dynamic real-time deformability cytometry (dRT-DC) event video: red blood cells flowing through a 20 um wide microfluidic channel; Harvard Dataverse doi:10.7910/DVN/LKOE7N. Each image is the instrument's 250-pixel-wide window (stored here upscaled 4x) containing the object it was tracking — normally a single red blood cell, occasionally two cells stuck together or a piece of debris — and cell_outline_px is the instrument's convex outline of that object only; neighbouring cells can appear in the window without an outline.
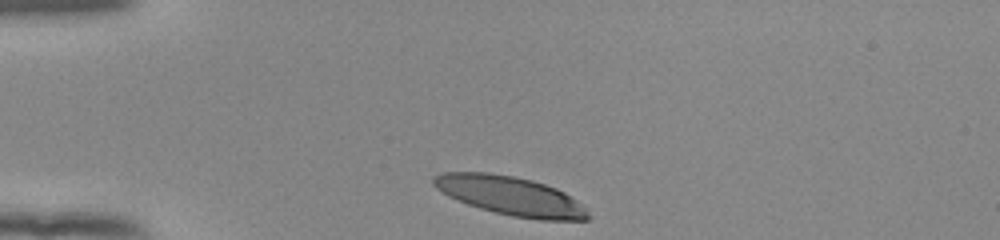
{"species": "human", "species_latin": "Homo sapiens", "temperature_condition": "room temperature", "stored_images_in_passage": 32, "camera_frame_rate_fps": 3000, "um_per_image_px": 0.085, "donor": {"sex": "female"}, "frame": {"image": 1, "passage_image": 1, "time_ms": 0.0, "image_size_px": [1000, 240], "cell_outline_px": [[592, 216], [588, 220], [540, 220], [512, 216], [480, 208], [468, 204], [448, 196], [436, 188], [432, 184], [432, 176], [440, 172], [488, 172], [512, 176], [532, 180], [556, 188], [564, 192], [576, 200]], "centroid_in_image_um": [43.37, 16.64], "position_along_channel_um": 41.6, "area_um2": 34.97}}
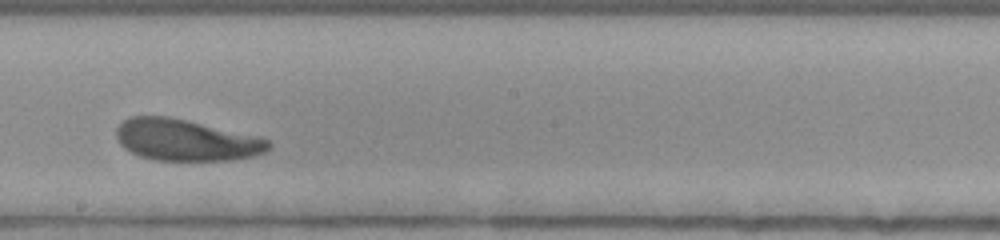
{"frame": {"image": 2, "passage_image": 19, "time_ms": 6.0, "image_size_px": [1000, 240], "cell_outline_px": [[272, 144], [264, 152], [252, 156], [232, 160], [156, 160], [140, 156], [124, 148], [120, 144], [116, 136], [116, 128], [128, 116], [168, 116], [260, 136], [268, 140]], "centroid_in_image_um": [15.8, 11.89], "position_along_channel_um": 232.4, "area_um2": 36.76}}
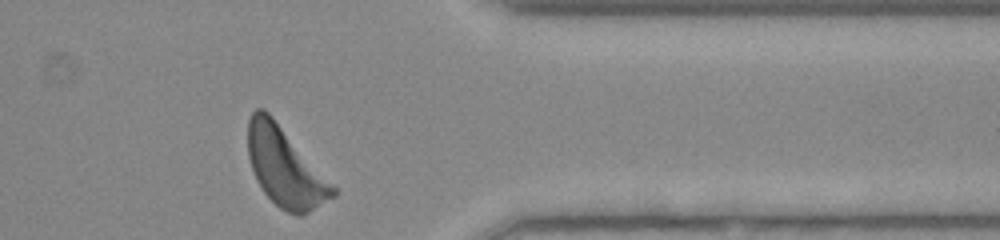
{"frame": {"image": 3, "passage_image": 32, "time_ms": 10.333, "image_size_px": [1000, 240], "cell_outline_px": [[336, 196], [308, 212], [300, 216], [288, 212], [280, 208], [264, 192], [256, 180], [248, 156], [248, 120], [252, 112], [256, 108], [264, 108], [272, 116], [336, 188]], "centroid_in_image_um": [24.21, 14.21], "position_along_channel_um": 387.2, "area_um2": 38.38}, "authors_computed_cell_mechanics": {"area_um2": 37.1654, "velocity_mm_per_s": 3.8207, "shape_relaxation_time_tau1_ms": 3.6389, "shape_relaxation_time_tau2_ms": 3.4798, "deformation_change_tau1": 0.157, "deformation_change_tau2": 0.1293}}